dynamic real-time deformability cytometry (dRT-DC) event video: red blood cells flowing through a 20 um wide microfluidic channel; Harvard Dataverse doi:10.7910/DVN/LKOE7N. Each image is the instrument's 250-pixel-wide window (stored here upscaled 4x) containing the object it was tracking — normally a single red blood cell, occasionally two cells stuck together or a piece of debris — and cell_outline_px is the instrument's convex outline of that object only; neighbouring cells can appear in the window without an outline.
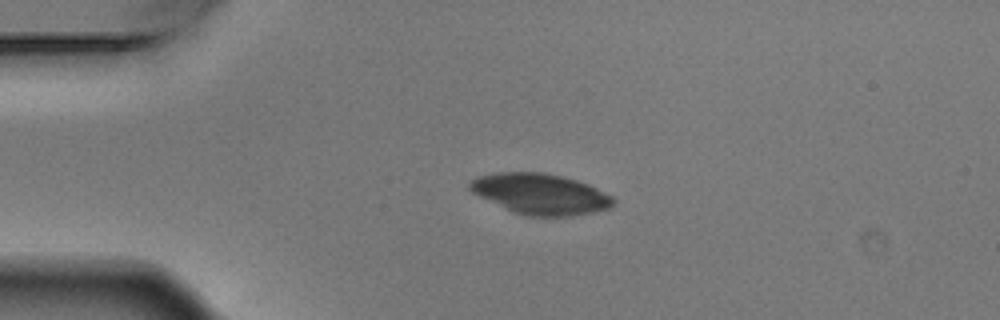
{"species": "Egyptian fruit bat (a non-hibernating species)", "species_latin": "Rousettus aegyptiacus", "temperature_condition": "warm", "stored_images_in_passage": 4, "camera_frame_rate_fps": 3000, "um_per_image_px": 0.085, "animal": {"sex": "male"}, "frame": {"image": 1, "passage_image": 3, "time_ms": 0.667, "image_size_px": [1000, 320], "cell_outline_px": [[616, 204], [612, 208], [572, 216], [524, 216], [512, 212], [472, 192], [468, 188], [468, 184], [476, 176], [496, 172], [540, 172], [560, 176], [576, 180], [588, 184], [612, 196], [616, 200]], "centroid_in_image_um": [45.94, 16.49], "position_along_channel_um": 39.1, "area_um2": 34.16}}